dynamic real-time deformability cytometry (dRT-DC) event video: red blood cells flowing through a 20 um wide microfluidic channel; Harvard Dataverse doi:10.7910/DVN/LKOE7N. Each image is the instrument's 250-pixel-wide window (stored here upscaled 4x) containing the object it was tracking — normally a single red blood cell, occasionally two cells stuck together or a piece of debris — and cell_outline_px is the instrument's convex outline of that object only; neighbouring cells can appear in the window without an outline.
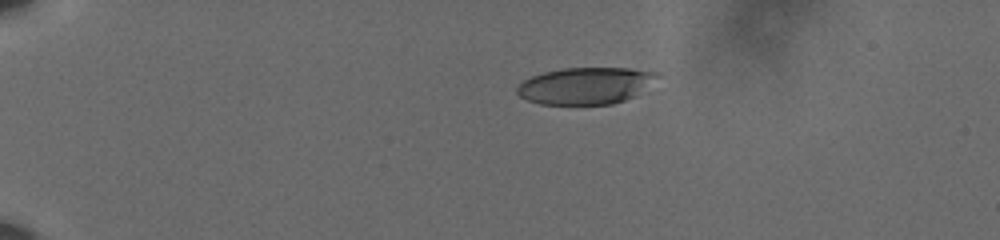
{"species": "human", "species_latin": "Homo sapiens", "temperature_condition": "cold", "stored_images_in_passage": 47, "camera_frame_rate_fps": 3000, "um_per_image_px": 0.085, "donor": {"sex": "male"}, "frame": {"image": 1, "passage_image": 1, "time_ms": 0.0, "image_size_px": [1000, 240], "cell_outline_px": [[660, 76], [636, 96], [612, 104], [540, 104], [528, 100], [520, 96], [516, 92], [516, 88], [524, 80], [532, 76], [544, 72], [564, 68], [628, 68], [656, 72]], "centroid_in_image_um": [49.78, 7.28], "position_along_channel_um": 35.2, "area_um2": 29.94}}
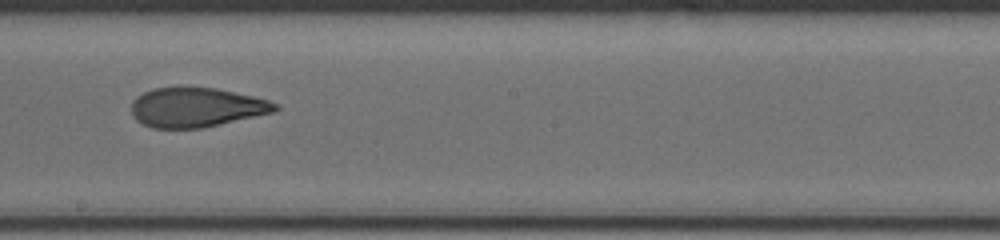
{"frame": {"image": 2, "passage_image": 24, "time_ms": 7.667, "image_size_px": [1000, 240], "cell_outline_px": [[280, 108], [276, 112], [220, 124], [200, 128], [152, 128], [136, 120], [132, 116], [132, 100], [136, 96], [152, 88], [176, 84], [184, 84], [216, 88], [252, 96], [268, 100], [276, 104]], "centroid_in_image_um": [16.65, 9.08], "position_along_channel_um": 231.6, "area_um2": 33.93}}
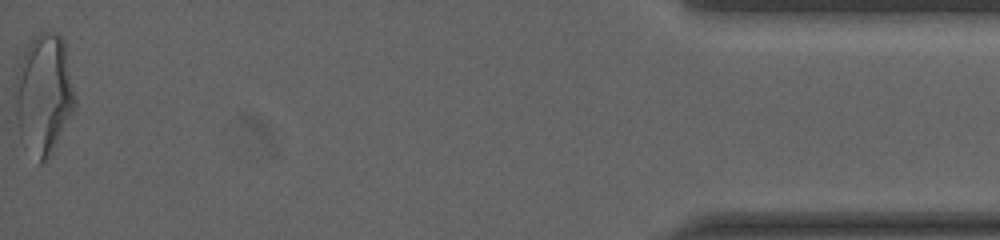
{"frame": {"image": 3, "passage_image": 47, "time_ms": 15.333, "image_size_px": [1000, 240], "cell_outline_px": [[76, 108], [48, 160], [40, 164], [20, 136], [16, 116], [16, 72], [24, 52], [28, 44], [40, 32], [56, 32], [64, 40], [76, 96]], "centroid_in_image_um": [3.76, 8.0], "position_along_channel_um": 431.4, "area_um2": 41.85}, "authors_computed_cell_mechanics": {"area_um2": 34.0442, "velocity_mm_per_s": 3.6175, "shape_relaxation_time_tau1_ms": 6.7357, "shape_relaxation_time_tau2_ms": 1.8343, "deformation_change_tau1": 0.236, "deformation_change_tau2": 0.0911}}